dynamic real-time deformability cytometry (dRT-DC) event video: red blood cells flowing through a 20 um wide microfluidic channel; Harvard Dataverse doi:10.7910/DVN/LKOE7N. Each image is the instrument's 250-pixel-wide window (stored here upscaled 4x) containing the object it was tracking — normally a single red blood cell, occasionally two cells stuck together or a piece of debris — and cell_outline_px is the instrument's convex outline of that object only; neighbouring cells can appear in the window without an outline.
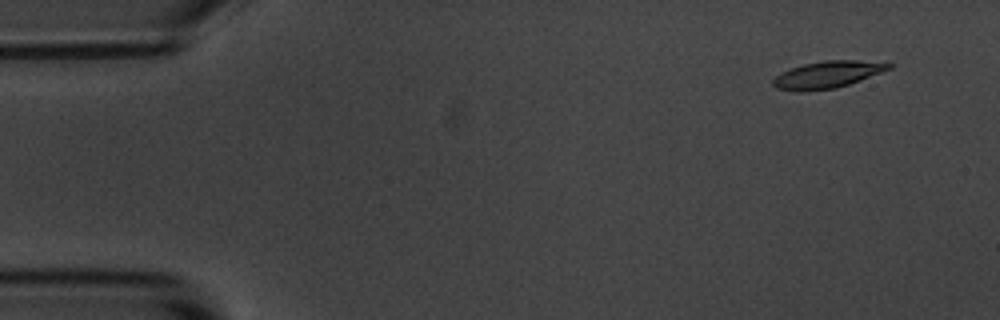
{"species": "common noctule bat (a hibernating species)", "species_latin": "Nyctalus noctula", "temperature_condition": "room temperature", "stored_images_in_passage": 6, "camera_frame_rate_fps": 3000, "um_per_image_px": 0.085, "animal": {"sex": "male", "body_mass_g": 20.1, "forearm_length_mm": 53.5}, "frame": {"image": 1, "passage_image": 2, "time_ms": 1.0, "image_size_px": [1000, 320], "cell_outline_px": [[892, 68], [860, 80], [836, 88], [800, 92], [796, 92], [776, 88], [772, 84], [772, 80], [776, 76], [792, 68], [804, 64], [828, 60], [856, 60], [892, 64]], "centroid_in_image_um": [70.3, 6.36], "position_along_channel_um": 14.7, "area_um2": 17.92}}
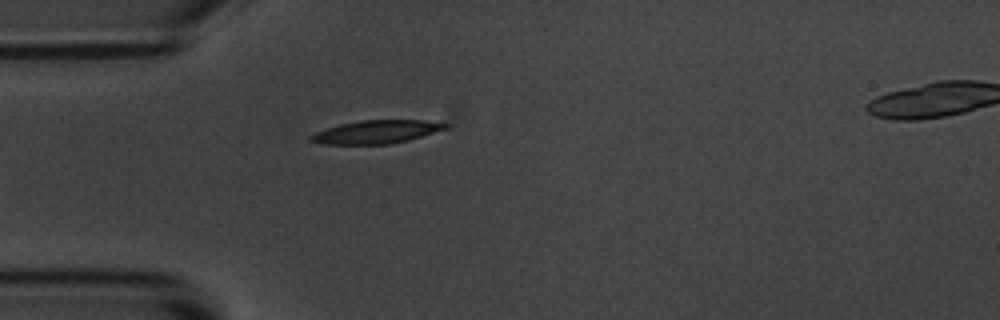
{"frame": {"image": 2, "passage_image": 5, "time_ms": 4.667, "image_size_px": [1000, 320], "cell_outline_px": [[448, 128], [408, 140], [392, 144], [324, 144], [308, 140], [308, 136], [316, 132], [340, 124], [364, 120], [420, 120], [448, 124]], "centroid_in_image_um": [31.96, 11.22], "position_along_channel_um": 53.0, "area_um2": 17.98}}